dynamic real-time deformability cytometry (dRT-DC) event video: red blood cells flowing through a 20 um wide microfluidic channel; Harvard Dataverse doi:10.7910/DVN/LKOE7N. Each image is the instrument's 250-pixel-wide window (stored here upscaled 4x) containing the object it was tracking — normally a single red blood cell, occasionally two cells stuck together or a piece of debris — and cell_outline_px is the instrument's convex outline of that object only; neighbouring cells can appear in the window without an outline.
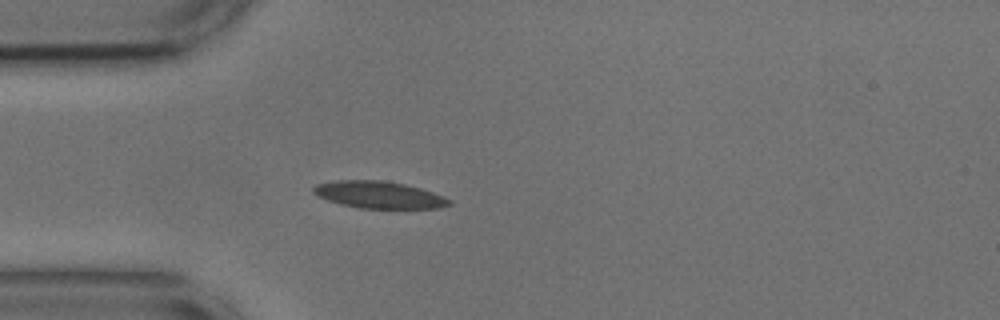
{"species": "common noctule bat (a hibernating species)", "species_latin": "Nyctalus noctula", "temperature_condition": "cold", "stored_images_in_passage": 41, "camera_frame_rate_fps": 3000, "um_per_image_px": 0.085, "animal": {"sex": "male", "body_mass_g": 17.9, "forearm_length_mm": 54.2}, "frame": {"image": 1, "passage_image": 1, "time_ms": 0.0, "image_size_px": [1000, 320], "cell_outline_px": [[452, 204], [440, 208], [360, 208], [328, 200], [312, 192], [312, 188], [316, 184], [336, 180], [380, 180], [404, 184], [420, 188], [444, 196], [452, 200]], "centroid_in_image_um": [32.24, 16.55], "position_along_channel_um": 52.8, "area_um2": 21.21}}
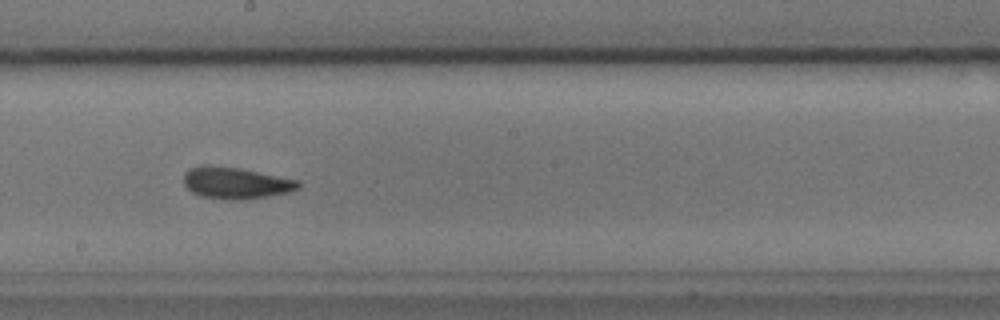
{"frame": {"image": 2, "passage_image": 16, "time_ms": 5.0, "image_size_px": [1000, 320], "cell_outline_px": [[300, 188], [288, 192], [240, 200], [228, 200], [204, 196], [192, 192], [184, 184], [184, 172], [188, 168], [204, 164], [208, 164], [236, 168], [300, 180]], "centroid_in_image_um": [20.01, 15.54], "position_along_channel_um": 228.2, "area_um2": 20.92}}
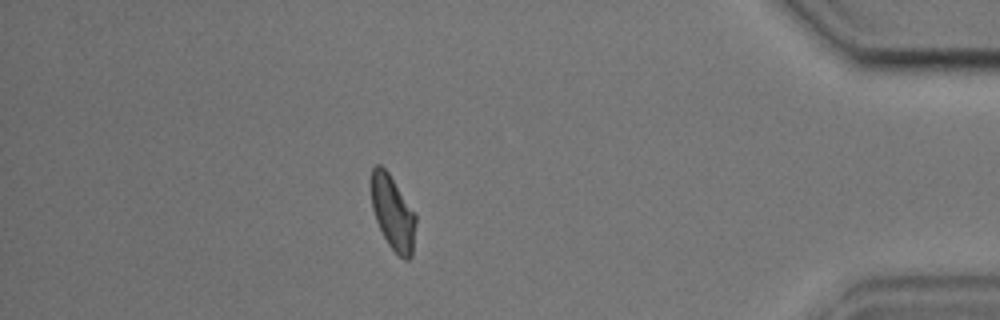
{"frame": {"image": 3, "passage_image": 34, "time_ms": 11.0, "image_size_px": [1000, 320], "cell_outline_px": [[416, 224], [412, 256], [408, 260], [404, 260], [388, 244], [376, 220], [372, 208], [372, 168], [376, 164], [380, 164], [388, 172], [416, 212]], "centroid_in_image_um": [33.42, 18.09], "position_along_channel_um": 401.8, "area_um2": 19.25}, "authors_computed_cell_mechanics": {"area_um2": 19.941, "velocity_mm_per_s": 3.6238, "shape_relaxation_time_tau1_ms": 5.3192, "shape_relaxation_time_tau2_ms": 2.8738, "deformation_change_tau1": 0.1156, "deformation_change_tau2": 0.0728}}